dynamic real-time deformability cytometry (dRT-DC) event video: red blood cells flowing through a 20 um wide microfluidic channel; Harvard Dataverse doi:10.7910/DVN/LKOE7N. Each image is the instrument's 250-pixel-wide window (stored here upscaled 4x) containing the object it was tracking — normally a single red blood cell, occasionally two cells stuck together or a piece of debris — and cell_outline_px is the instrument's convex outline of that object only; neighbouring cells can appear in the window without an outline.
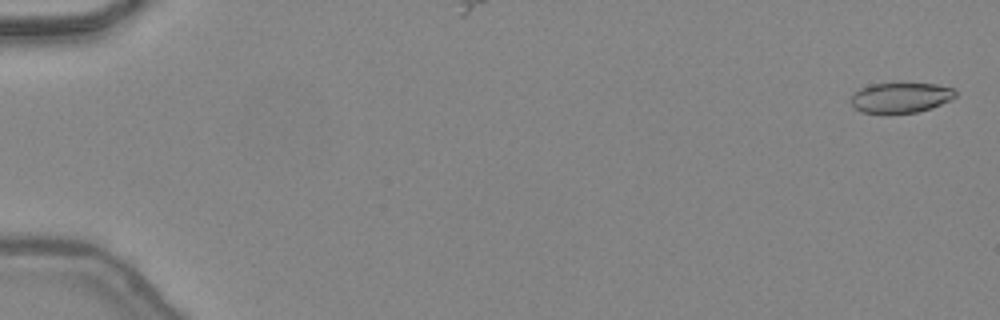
{"species": "common noctule bat (a hibernating species)", "species_latin": "Nyctalus noctula", "temperature_condition": "warm", "stored_images_in_passage": 31, "camera_frame_rate_fps": 3000, "um_per_image_px": 0.085, "animal": {"sex": "female", "body_mass_g": 24.6, "forearm_length_mm": 56.2}, "frame": {"image": 1, "passage_image": 2, "time_ms": 0.333, "image_size_px": [1000, 320], "cell_outline_px": [[956, 96], [952, 100], [932, 108], [916, 112], [888, 116], [860, 112], [852, 104], [852, 96], [860, 88], [872, 84], [936, 84], [952, 88], [956, 92]], "centroid_in_image_um": [76.56, 8.35], "position_along_channel_um": 8.4, "area_um2": 18.79}}
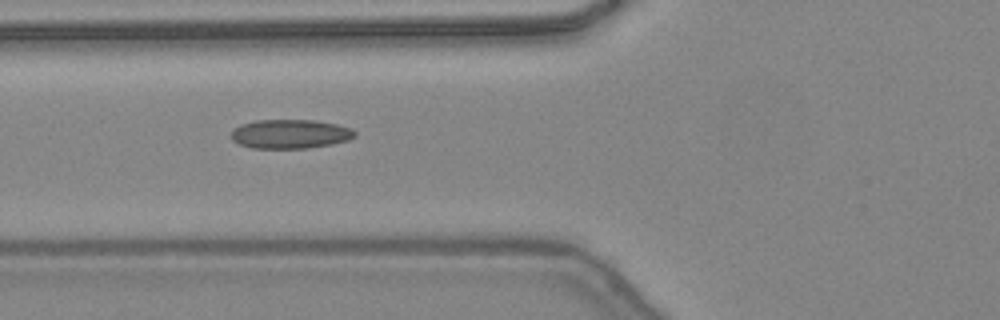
{"frame": {"image": 2, "passage_image": 20, "time_ms": 6.333, "image_size_px": [1000, 320], "cell_outline_px": [[356, 136], [348, 140], [332, 144], [308, 148], [252, 148], [240, 144], [232, 140], [232, 132], [240, 124], [256, 120], [316, 120], [336, 124], [352, 128], [356, 132]], "centroid_in_image_um": [24.7, 11.38], "position_along_channel_um": 101.1, "area_um2": 20.98}}
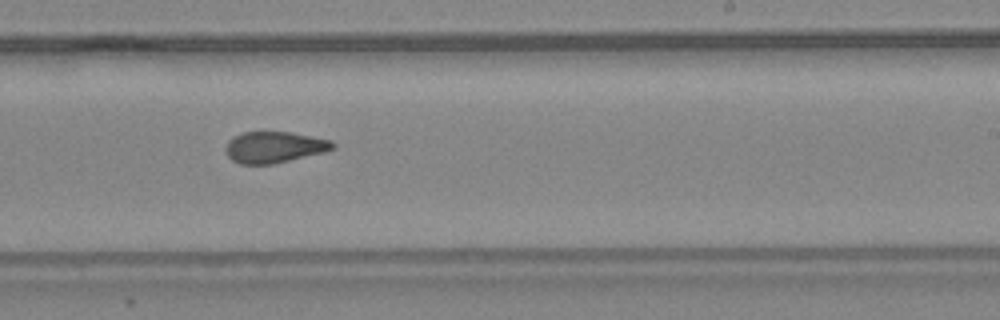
{"frame": {"image": 3, "passage_image": 31, "time_ms": 10.0, "image_size_px": [1000, 320], "cell_outline_px": [[336, 148], [324, 152], [272, 164], [240, 164], [232, 160], [228, 156], [224, 148], [228, 140], [232, 136], [244, 132], [292, 132], [332, 140], [336, 144]], "centroid_in_image_um": [23.31, 12.5], "position_along_channel_um": 265.7, "area_um2": 19.65}}